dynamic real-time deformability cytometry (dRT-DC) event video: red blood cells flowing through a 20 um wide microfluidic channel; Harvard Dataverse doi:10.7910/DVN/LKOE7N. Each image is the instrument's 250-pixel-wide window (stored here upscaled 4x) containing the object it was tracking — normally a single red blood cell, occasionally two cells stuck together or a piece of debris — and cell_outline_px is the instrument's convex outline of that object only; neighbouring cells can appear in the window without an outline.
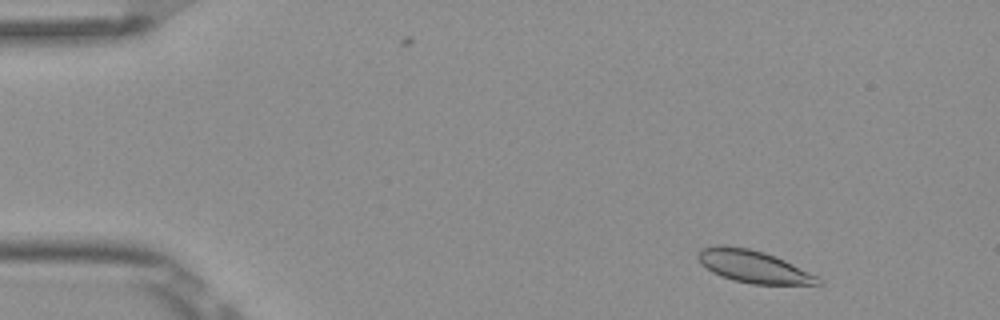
{"species": "Egyptian fruit bat (a non-hibernating species)", "species_latin": "Rousettus aegyptiacus", "temperature_condition": "room temperature", "stored_images_in_passage": 8, "camera_frame_rate_fps": 3000, "um_per_image_px": 0.085, "frame": {"image": 1, "passage_image": 2, "time_ms": 0.333, "image_size_px": [1000, 320], "cell_outline_px": [[824, 284], [752, 284], [732, 280], [720, 276], [712, 272], [700, 264], [696, 256], [700, 248], [716, 244], [724, 244], [748, 248], [764, 252], [784, 260], [824, 280]], "centroid_in_image_um": [63.96, 22.64], "position_along_channel_um": 21.0, "area_um2": 22.77}}
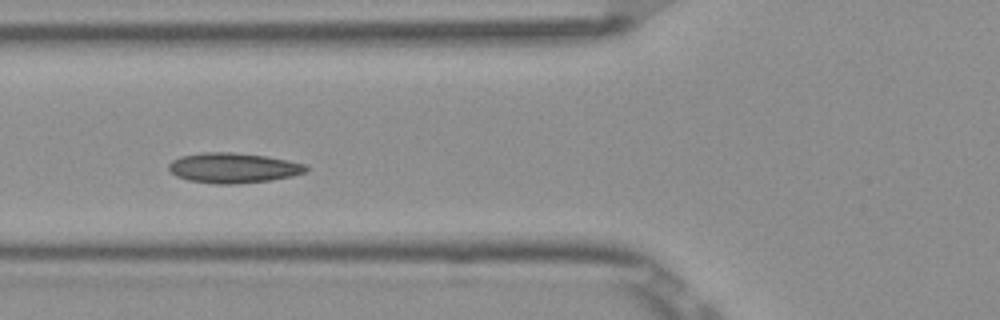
{"frame": {"image": 2, "passage_image": 6, "time_ms": 1.667, "image_size_px": [1000, 320], "cell_outline_px": [[308, 168], [304, 172], [292, 176], [268, 180], [236, 184], [216, 184], [188, 180], [176, 176], [168, 168], [168, 164], [172, 160], [180, 156], [204, 152], [232, 152], [268, 156], [288, 160], [304, 164]], "centroid_in_image_um": [19.79, 14.26], "position_along_channel_um": 106.0, "area_um2": 24.04}}
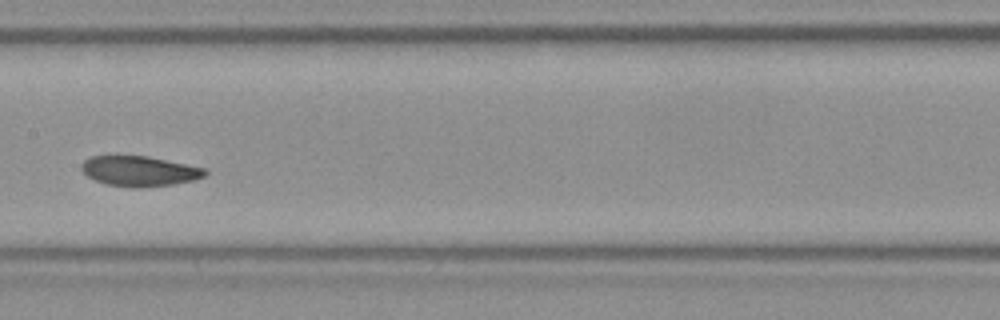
{"frame": {"image": 3, "passage_image": 8, "time_ms": 2.333, "image_size_px": [1000, 320], "cell_outline_px": [[208, 172], [204, 176], [192, 180], [172, 184], [136, 188], [132, 188], [104, 184], [88, 176], [80, 168], [80, 164], [84, 160], [92, 156], [148, 156], [204, 168]], "centroid_in_image_um": [11.81, 14.54], "position_along_channel_um": 195.6, "area_um2": 21.56}}